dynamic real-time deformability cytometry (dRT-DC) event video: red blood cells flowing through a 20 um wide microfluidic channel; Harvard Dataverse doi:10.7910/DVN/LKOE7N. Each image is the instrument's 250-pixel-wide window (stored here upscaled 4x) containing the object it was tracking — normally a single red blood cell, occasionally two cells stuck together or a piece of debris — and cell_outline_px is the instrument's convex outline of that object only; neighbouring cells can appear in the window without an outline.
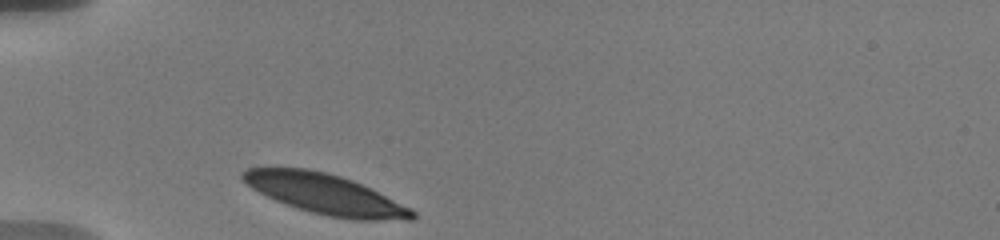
{"species": "human", "species_latin": "Homo sapiens", "temperature_condition": "warm", "stored_images_in_passage": 41, "camera_frame_rate_fps": 3000, "um_per_image_px": 0.085, "donor": {"sex": "male"}, "frame": {"image": 1, "passage_image": 1, "time_ms": 0.0, "image_size_px": [1000, 240], "cell_outline_px": [[416, 220], [352, 220], [328, 216], [296, 208], [276, 200], [252, 188], [240, 176], [240, 172], [248, 168], [308, 168], [340, 176], [352, 180], [412, 208], [416, 212]], "centroid_in_image_um": [27.69, 16.51], "position_along_channel_um": 57.3, "area_um2": 39.42}}
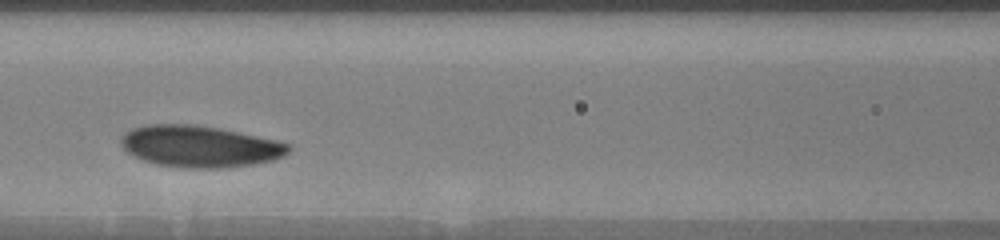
{"frame": {"image": 2, "passage_image": 11, "time_ms": 3.0, "image_size_px": [1000, 240], "cell_outline_px": [[292, 148], [284, 156], [272, 160], [252, 164], [224, 168], [192, 168], [156, 164], [144, 160], [128, 152], [120, 144], [120, 140], [124, 132], [132, 128], [148, 124], [196, 124], [220, 128], [276, 140], [292, 144]], "centroid_in_image_um": [17.0, 12.43], "position_along_channel_um": 149.6, "area_um2": 40.63}}
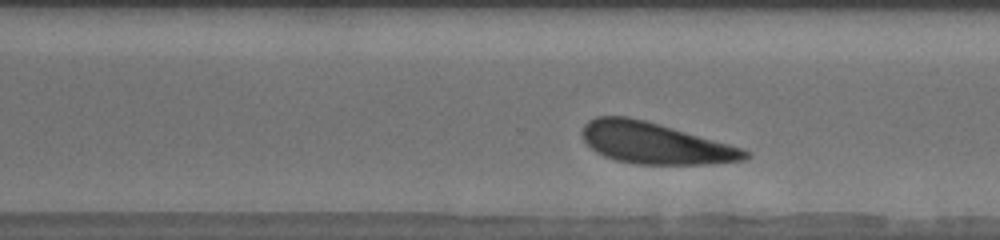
{"frame": {"image": 3, "passage_image": 29, "time_ms": 7.667, "image_size_px": [1000, 240], "cell_outline_px": [[752, 152], [744, 160], [708, 164], [636, 164], [616, 160], [604, 156], [596, 152], [584, 140], [584, 124], [588, 120], [596, 116], [628, 116], [660, 124], [744, 148]], "centroid_in_image_um": [55.7, 12.17], "position_along_channel_um": 314.9, "area_um2": 39.02}, "authors_computed_cell_mechanics": {"area_um2": 40.0554, "velocity_mm_per_s": 3.5523, "shape_relaxation_time_tau1_ms": 2.1084, "shape_relaxation_time_tau2_ms": null, "deformation_change_tau1": 0.0909, "deformation_change_tau2": null}}